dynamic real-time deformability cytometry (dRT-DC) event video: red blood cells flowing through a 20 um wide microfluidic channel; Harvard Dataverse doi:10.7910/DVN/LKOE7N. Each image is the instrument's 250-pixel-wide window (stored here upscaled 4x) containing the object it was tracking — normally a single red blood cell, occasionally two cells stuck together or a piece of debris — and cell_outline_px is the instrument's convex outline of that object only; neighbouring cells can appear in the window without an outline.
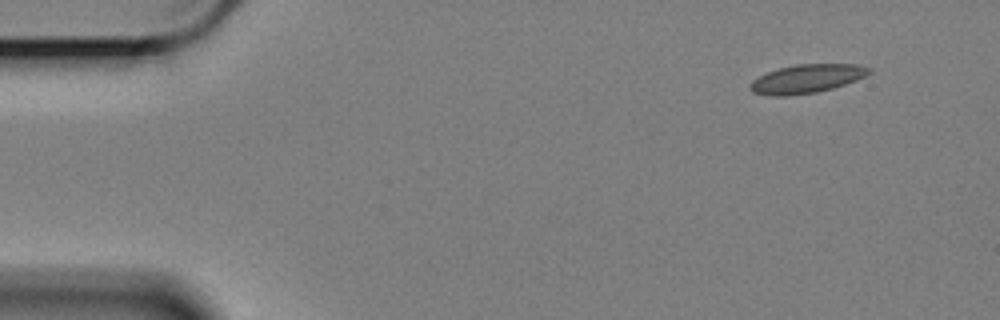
{"species": "Egyptian fruit bat (a non-hibernating species)", "species_latin": "Rousettus aegyptiacus", "temperature_condition": "cold", "stored_images_in_passage": 12, "camera_frame_rate_fps": 3000, "um_per_image_px": 0.085, "animal": {"sex": "female"}, "frame": {"image": 1, "passage_image": 1, "time_ms": 0.0, "image_size_px": [1000, 320], "cell_outline_px": [[872, 72], [856, 80], [832, 88], [816, 92], [784, 96], [772, 96], [752, 92], [748, 88], [748, 84], [752, 80], [768, 72], [780, 68], [796, 64], [856, 64], [872, 68]], "centroid_in_image_um": [68.55, 6.69], "position_along_channel_um": 16.4, "area_um2": 19.77}}
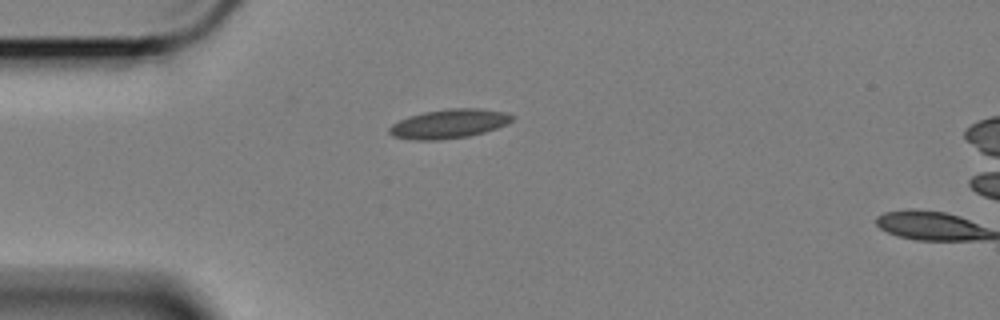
{"frame": {"image": 2, "passage_image": 11, "time_ms": 3.333, "image_size_px": [1000, 320], "cell_outline_px": [[516, 116], [508, 124], [484, 132], [468, 136], [440, 140], [416, 140], [392, 136], [388, 132], [388, 128], [392, 124], [408, 116], [424, 112], [448, 108], [480, 108], [508, 112]], "centroid_in_image_um": [38.19, 10.51], "position_along_channel_um": 46.8, "area_um2": 21.04}}